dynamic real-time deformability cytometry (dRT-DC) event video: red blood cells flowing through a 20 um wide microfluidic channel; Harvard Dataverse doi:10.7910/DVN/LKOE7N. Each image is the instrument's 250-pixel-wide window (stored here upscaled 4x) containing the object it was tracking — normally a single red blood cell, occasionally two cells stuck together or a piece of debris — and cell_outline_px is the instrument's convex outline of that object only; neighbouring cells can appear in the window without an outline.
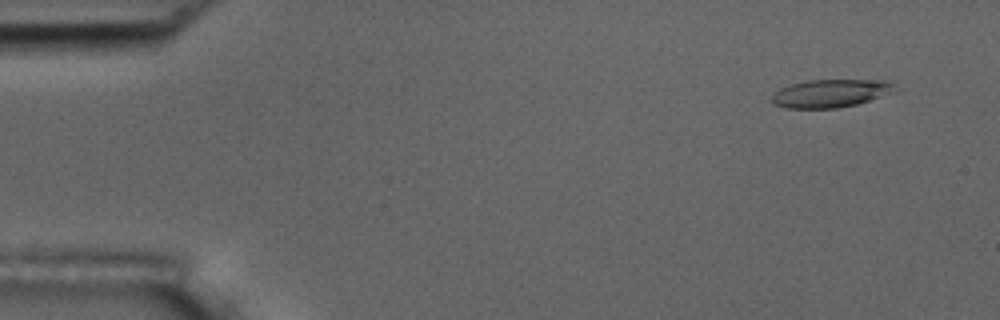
{"species": "common noctule bat (a hibernating species)", "species_latin": "Nyctalus noctula", "temperature_condition": "room temperature", "stored_images_in_passage": 5, "camera_frame_rate_fps": 3000, "um_per_image_px": 0.085, "animal": {"sex": "male", "body_mass_g": 17.5, "forearm_length_mm": 52.3}, "frame": {"image": 1, "passage_image": 2, "time_ms": 1.0, "image_size_px": [1000, 320], "cell_outline_px": [[896, 92], [856, 104], [836, 108], [788, 108], [772, 104], [772, 92], [780, 88], [792, 84], [808, 80], [888, 80], [892, 84]], "centroid_in_image_um": [70.58, 7.93], "position_along_channel_um": 14.4, "area_um2": 20.06}}
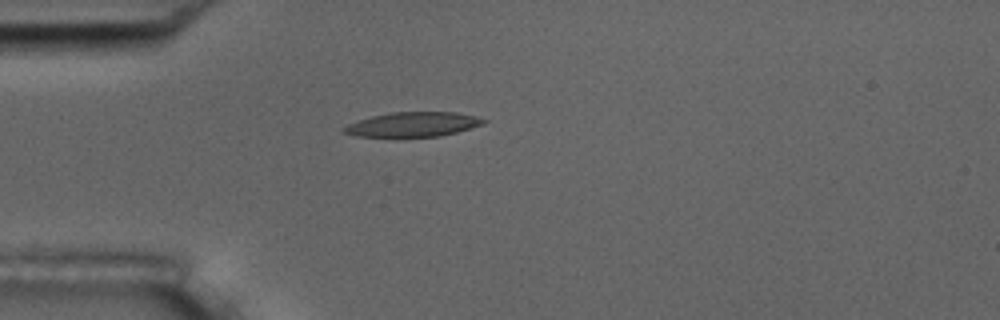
{"frame": {"image": 2, "passage_image": 5, "time_ms": 4.667, "image_size_px": [1000, 320], "cell_outline_px": [[488, 120], [484, 124], [456, 132], [440, 136], [356, 136], [344, 132], [344, 128], [348, 124], [372, 116], [392, 112], [456, 112], [476, 116]], "centroid_in_image_um": [35.16, 10.56], "position_along_channel_um": 49.8, "area_um2": 19.65}}